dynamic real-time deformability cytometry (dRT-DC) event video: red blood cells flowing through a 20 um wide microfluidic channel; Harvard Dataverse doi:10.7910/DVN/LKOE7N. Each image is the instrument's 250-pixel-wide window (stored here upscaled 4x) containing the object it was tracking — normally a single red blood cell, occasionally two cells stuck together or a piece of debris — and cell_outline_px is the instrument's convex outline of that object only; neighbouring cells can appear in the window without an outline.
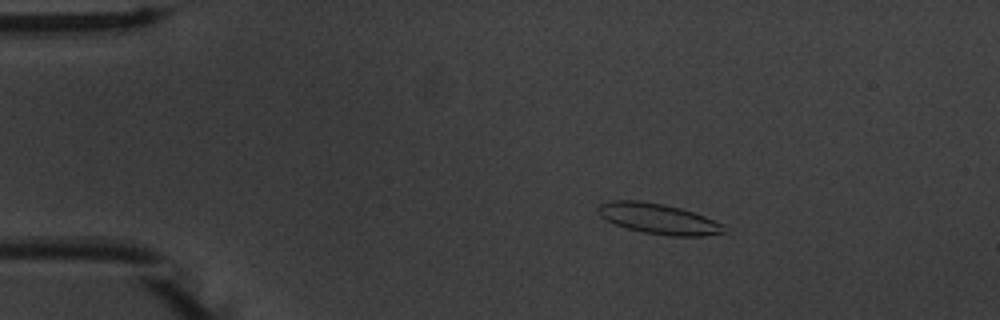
{"species": "common noctule bat (a hibernating species)", "species_latin": "Nyctalus noctula", "temperature_condition": "warm", "stored_images_in_passage": 55, "camera_frame_rate_fps": 3000, "um_per_image_px": 0.085, "animal": {"sex": "male", "body_mass_g": 20.1, "forearm_length_mm": 53.5}, "frame": {"image": 1, "passage_image": 10, "time_ms": 3.0, "image_size_px": [1000, 320], "cell_outline_px": [[724, 232], [704, 236], [668, 236], [644, 232], [628, 228], [616, 224], [600, 216], [596, 208], [600, 204], [612, 200], [640, 200], [664, 204], [680, 208], [704, 216], [724, 224]], "centroid_in_image_um": [55.96, 18.59], "position_along_channel_um": 29.0, "area_um2": 22.2}}
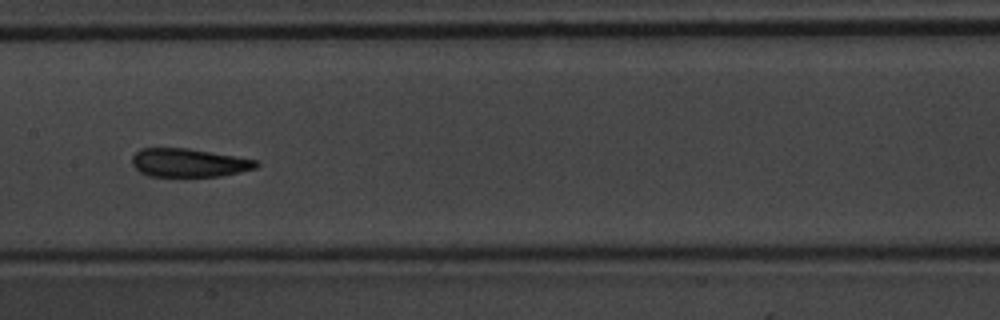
{"frame": {"image": 2, "passage_image": 28, "time_ms": 9.0, "image_size_px": [1000, 320], "cell_outline_px": [[260, 164], [256, 168], [240, 172], [220, 176], [148, 176], [140, 172], [132, 164], [132, 156], [140, 148], [188, 148], [260, 160]], "centroid_in_image_um": [16.08, 13.83], "position_along_channel_um": 191.3, "area_um2": 20.69}}
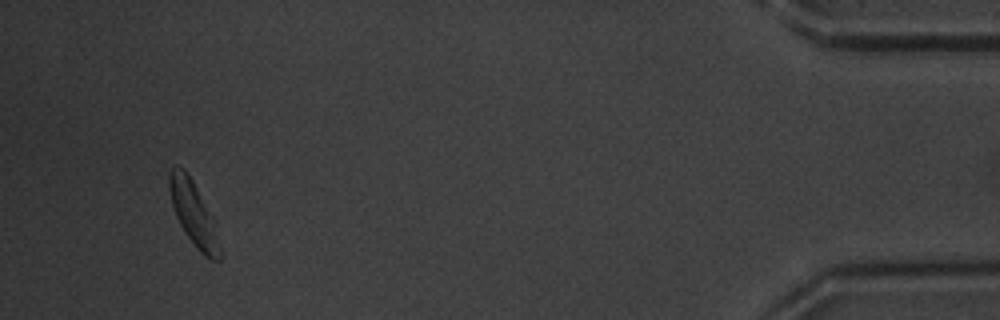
{"frame": {"image": 3, "passage_image": 52, "time_ms": 17.0, "image_size_px": [1000, 320], "cell_outline_px": [[220, 260], [212, 260], [204, 256], [196, 248], [184, 232], [176, 216], [172, 204], [168, 188], [168, 172], [176, 164], [184, 168], [192, 180], [212, 216], [220, 248]], "centroid_in_image_um": [16.41, 18.12], "position_along_channel_um": 418.8, "area_um2": 18.61}, "authors_computed_cell_mechanics": {"area_um2": 21.2704, "velocity_mm_per_s": 3.7218, "shape_relaxation_time_tau1_ms": 4.5592, "shape_relaxation_time_tau2_ms": 2.0557, "deformation_change_tau1": 0.1561, "deformation_change_tau2": 0.1033}}